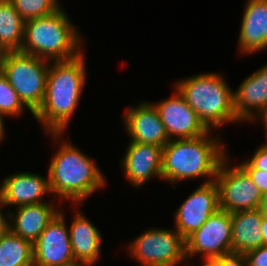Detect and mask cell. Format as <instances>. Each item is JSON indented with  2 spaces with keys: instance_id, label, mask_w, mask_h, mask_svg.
I'll return each instance as SVG.
<instances>
[{
  "instance_id": "obj_1",
  "label": "cell",
  "mask_w": 267,
  "mask_h": 266,
  "mask_svg": "<svg viewBox=\"0 0 267 266\" xmlns=\"http://www.w3.org/2000/svg\"><path fill=\"white\" fill-rule=\"evenodd\" d=\"M84 59L81 53L74 59L49 64L43 103L33 116L55 142H59L79 104L86 78Z\"/></svg>"
},
{
  "instance_id": "obj_2",
  "label": "cell",
  "mask_w": 267,
  "mask_h": 266,
  "mask_svg": "<svg viewBox=\"0 0 267 266\" xmlns=\"http://www.w3.org/2000/svg\"><path fill=\"white\" fill-rule=\"evenodd\" d=\"M210 132L195 138L171 139L162 149V179L177 184L208 176L204 184L215 181L219 164L227 153L221 138H212Z\"/></svg>"
},
{
  "instance_id": "obj_6",
  "label": "cell",
  "mask_w": 267,
  "mask_h": 266,
  "mask_svg": "<svg viewBox=\"0 0 267 266\" xmlns=\"http://www.w3.org/2000/svg\"><path fill=\"white\" fill-rule=\"evenodd\" d=\"M50 61L20 51L6 52L1 71L34 115L43 103Z\"/></svg>"
},
{
  "instance_id": "obj_31",
  "label": "cell",
  "mask_w": 267,
  "mask_h": 266,
  "mask_svg": "<svg viewBox=\"0 0 267 266\" xmlns=\"http://www.w3.org/2000/svg\"><path fill=\"white\" fill-rule=\"evenodd\" d=\"M256 119L261 120V122L264 125V130L266 131L265 133L267 135V106L259 114H257L254 121H257ZM266 139H267V136H266ZM265 144H267V141L265 142Z\"/></svg>"
},
{
  "instance_id": "obj_8",
  "label": "cell",
  "mask_w": 267,
  "mask_h": 266,
  "mask_svg": "<svg viewBox=\"0 0 267 266\" xmlns=\"http://www.w3.org/2000/svg\"><path fill=\"white\" fill-rule=\"evenodd\" d=\"M228 158L221 161L215 177L220 210L233 213L267 207V199L247 173L238 164L227 166Z\"/></svg>"
},
{
  "instance_id": "obj_32",
  "label": "cell",
  "mask_w": 267,
  "mask_h": 266,
  "mask_svg": "<svg viewBox=\"0 0 267 266\" xmlns=\"http://www.w3.org/2000/svg\"><path fill=\"white\" fill-rule=\"evenodd\" d=\"M204 260L205 263L202 266H218V262L216 259L205 258Z\"/></svg>"
},
{
  "instance_id": "obj_22",
  "label": "cell",
  "mask_w": 267,
  "mask_h": 266,
  "mask_svg": "<svg viewBox=\"0 0 267 266\" xmlns=\"http://www.w3.org/2000/svg\"><path fill=\"white\" fill-rule=\"evenodd\" d=\"M33 243L11 230L0 237V266H32Z\"/></svg>"
},
{
  "instance_id": "obj_29",
  "label": "cell",
  "mask_w": 267,
  "mask_h": 266,
  "mask_svg": "<svg viewBox=\"0 0 267 266\" xmlns=\"http://www.w3.org/2000/svg\"><path fill=\"white\" fill-rule=\"evenodd\" d=\"M5 204L0 200V237L7 233L10 230V213L7 212V216H4L2 210V207H4Z\"/></svg>"
},
{
  "instance_id": "obj_24",
  "label": "cell",
  "mask_w": 267,
  "mask_h": 266,
  "mask_svg": "<svg viewBox=\"0 0 267 266\" xmlns=\"http://www.w3.org/2000/svg\"><path fill=\"white\" fill-rule=\"evenodd\" d=\"M26 107L0 70V118L19 116Z\"/></svg>"
},
{
  "instance_id": "obj_11",
  "label": "cell",
  "mask_w": 267,
  "mask_h": 266,
  "mask_svg": "<svg viewBox=\"0 0 267 266\" xmlns=\"http://www.w3.org/2000/svg\"><path fill=\"white\" fill-rule=\"evenodd\" d=\"M219 189L215 181L202 183L175 213L176 229L186 239L219 210Z\"/></svg>"
},
{
  "instance_id": "obj_30",
  "label": "cell",
  "mask_w": 267,
  "mask_h": 266,
  "mask_svg": "<svg viewBox=\"0 0 267 266\" xmlns=\"http://www.w3.org/2000/svg\"><path fill=\"white\" fill-rule=\"evenodd\" d=\"M262 237H263V245L267 246V207H263V218H262Z\"/></svg>"
},
{
  "instance_id": "obj_16",
  "label": "cell",
  "mask_w": 267,
  "mask_h": 266,
  "mask_svg": "<svg viewBox=\"0 0 267 266\" xmlns=\"http://www.w3.org/2000/svg\"><path fill=\"white\" fill-rule=\"evenodd\" d=\"M233 95L237 118L254 122L257 113L267 106V64L248 76Z\"/></svg>"
},
{
  "instance_id": "obj_10",
  "label": "cell",
  "mask_w": 267,
  "mask_h": 266,
  "mask_svg": "<svg viewBox=\"0 0 267 266\" xmlns=\"http://www.w3.org/2000/svg\"><path fill=\"white\" fill-rule=\"evenodd\" d=\"M74 262L69 229L61 209L33 243V265L64 266Z\"/></svg>"
},
{
  "instance_id": "obj_18",
  "label": "cell",
  "mask_w": 267,
  "mask_h": 266,
  "mask_svg": "<svg viewBox=\"0 0 267 266\" xmlns=\"http://www.w3.org/2000/svg\"><path fill=\"white\" fill-rule=\"evenodd\" d=\"M59 212L47 202L18 206L15 214L10 212V230L34 243Z\"/></svg>"
},
{
  "instance_id": "obj_3",
  "label": "cell",
  "mask_w": 267,
  "mask_h": 266,
  "mask_svg": "<svg viewBox=\"0 0 267 266\" xmlns=\"http://www.w3.org/2000/svg\"><path fill=\"white\" fill-rule=\"evenodd\" d=\"M55 153L48 168L51 194L77 206L106 184L96 163L71 143L62 142Z\"/></svg>"
},
{
  "instance_id": "obj_27",
  "label": "cell",
  "mask_w": 267,
  "mask_h": 266,
  "mask_svg": "<svg viewBox=\"0 0 267 266\" xmlns=\"http://www.w3.org/2000/svg\"><path fill=\"white\" fill-rule=\"evenodd\" d=\"M215 259L218 266H248L245 255L238 252H230Z\"/></svg>"
},
{
  "instance_id": "obj_5",
  "label": "cell",
  "mask_w": 267,
  "mask_h": 266,
  "mask_svg": "<svg viewBox=\"0 0 267 266\" xmlns=\"http://www.w3.org/2000/svg\"><path fill=\"white\" fill-rule=\"evenodd\" d=\"M174 85L209 130L240 122L234 110L233 91L221 75L197 74Z\"/></svg>"
},
{
  "instance_id": "obj_19",
  "label": "cell",
  "mask_w": 267,
  "mask_h": 266,
  "mask_svg": "<svg viewBox=\"0 0 267 266\" xmlns=\"http://www.w3.org/2000/svg\"><path fill=\"white\" fill-rule=\"evenodd\" d=\"M69 228L75 262L92 266L100 257L101 233L81 212H76Z\"/></svg>"
},
{
  "instance_id": "obj_13",
  "label": "cell",
  "mask_w": 267,
  "mask_h": 266,
  "mask_svg": "<svg viewBox=\"0 0 267 266\" xmlns=\"http://www.w3.org/2000/svg\"><path fill=\"white\" fill-rule=\"evenodd\" d=\"M124 117L125 129L131 138L130 142L163 148L170 141L159 113L151 102L143 101L138 106L128 108Z\"/></svg>"
},
{
  "instance_id": "obj_23",
  "label": "cell",
  "mask_w": 267,
  "mask_h": 266,
  "mask_svg": "<svg viewBox=\"0 0 267 266\" xmlns=\"http://www.w3.org/2000/svg\"><path fill=\"white\" fill-rule=\"evenodd\" d=\"M24 21L50 15L62 7L58 0H9Z\"/></svg>"
},
{
  "instance_id": "obj_7",
  "label": "cell",
  "mask_w": 267,
  "mask_h": 266,
  "mask_svg": "<svg viewBox=\"0 0 267 266\" xmlns=\"http://www.w3.org/2000/svg\"><path fill=\"white\" fill-rule=\"evenodd\" d=\"M143 266H177L186 260L185 239L175 230L149 228L128 245Z\"/></svg>"
},
{
  "instance_id": "obj_35",
  "label": "cell",
  "mask_w": 267,
  "mask_h": 266,
  "mask_svg": "<svg viewBox=\"0 0 267 266\" xmlns=\"http://www.w3.org/2000/svg\"><path fill=\"white\" fill-rule=\"evenodd\" d=\"M64 266H87V265L82 264V263H78V262H74V263H71V264H68V265H64Z\"/></svg>"
},
{
  "instance_id": "obj_28",
  "label": "cell",
  "mask_w": 267,
  "mask_h": 266,
  "mask_svg": "<svg viewBox=\"0 0 267 266\" xmlns=\"http://www.w3.org/2000/svg\"><path fill=\"white\" fill-rule=\"evenodd\" d=\"M255 169L267 172V144L261 145L256 152L247 160Z\"/></svg>"
},
{
  "instance_id": "obj_20",
  "label": "cell",
  "mask_w": 267,
  "mask_h": 266,
  "mask_svg": "<svg viewBox=\"0 0 267 266\" xmlns=\"http://www.w3.org/2000/svg\"><path fill=\"white\" fill-rule=\"evenodd\" d=\"M232 225V252L245 254L263 245V208L230 213Z\"/></svg>"
},
{
  "instance_id": "obj_12",
  "label": "cell",
  "mask_w": 267,
  "mask_h": 266,
  "mask_svg": "<svg viewBox=\"0 0 267 266\" xmlns=\"http://www.w3.org/2000/svg\"><path fill=\"white\" fill-rule=\"evenodd\" d=\"M175 96L153 103L169 139H186L203 136L210 130L199 119L184 97L175 89ZM177 136V138H176Z\"/></svg>"
},
{
  "instance_id": "obj_25",
  "label": "cell",
  "mask_w": 267,
  "mask_h": 266,
  "mask_svg": "<svg viewBox=\"0 0 267 266\" xmlns=\"http://www.w3.org/2000/svg\"><path fill=\"white\" fill-rule=\"evenodd\" d=\"M267 199V172L255 169L247 160L239 164Z\"/></svg>"
},
{
  "instance_id": "obj_15",
  "label": "cell",
  "mask_w": 267,
  "mask_h": 266,
  "mask_svg": "<svg viewBox=\"0 0 267 266\" xmlns=\"http://www.w3.org/2000/svg\"><path fill=\"white\" fill-rule=\"evenodd\" d=\"M1 183L0 200L5 206L42 203V197L51 194L48 177L29 172L12 174Z\"/></svg>"
},
{
  "instance_id": "obj_17",
  "label": "cell",
  "mask_w": 267,
  "mask_h": 266,
  "mask_svg": "<svg viewBox=\"0 0 267 266\" xmlns=\"http://www.w3.org/2000/svg\"><path fill=\"white\" fill-rule=\"evenodd\" d=\"M238 46L242 54L267 48V0H248L242 17Z\"/></svg>"
},
{
  "instance_id": "obj_26",
  "label": "cell",
  "mask_w": 267,
  "mask_h": 266,
  "mask_svg": "<svg viewBox=\"0 0 267 266\" xmlns=\"http://www.w3.org/2000/svg\"><path fill=\"white\" fill-rule=\"evenodd\" d=\"M248 266H267V246H260L246 252Z\"/></svg>"
},
{
  "instance_id": "obj_4",
  "label": "cell",
  "mask_w": 267,
  "mask_h": 266,
  "mask_svg": "<svg viewBox=\"0 0 267 266\" xmlns=\"http://www.w3.org/2000/svg\"><path fill=\"white\" fill-rule=\"evenodd\" d=\"M81 38L61 8L50 15L25 21L20 52L51 62L67 61L83 53Z\"/></svg>"
},
{
  "instance_id": "obj_14",
  "label": "cell",
  "mask_w": 267,
  "mask_h": 266,
  "mask_svg": "<svg viewBox=\"0 0 267 266\" xmlns=\"http://www.w3.org/2000/svg\"><path fill=\"white\" fill-rule=\"evenodd\" d=\"M162 147L130 142L121 166L127 180L136 188L145 184L149 178H161Z\"/></svg>"
},
{
  "instance_id": "obj_21",
  "label": "cell",
  "mask_w": 267,
  "mask_h": 266,
  "mask_svg": "<svg viewBox=\"0 0 267 266\" xmlns=\"http://www.w3.org/2000/svg\"><path fill=\"white\" fill-rule=\"evenodd\" d=\"M25 21L9 0H0V46L5 52L22 48Z\"/></svg>"
},
{
  "instance_id": "obj_33",
  "label": "cell",
  "mask_w": 267,
  "mask_h": 266,
  "mask_svg": "<svg viewBox=\"0 0 267 266\" xmlns=\"http://www.w3.org/2000/svg\"><path fill=\"white\" fill-rule=\"evenodd\" d=\"M4 135H5L4 122L3 119L0 118V142L2 141Z\"/></svg>"
},
{
  "instance_id": "obj_34",
  "label": "cell",
  "mask_w": 267,
  "mask_h": 266,
  "mask_svg": "<svg viewBox=\"0 0 267 266\" xmlns=\"http://www.w3.org/2000/svg\"><path fill=\"white\" fill-rule=\"evenodd\" d=\"M5 51L4 49L0 46V70H1V66H2V63H3V59H4V56H5Z\"/></svg>"
},
{
  "instance_id": "obj_9",
  "label": "cell",
  "mask_w": 267,
  "mask_h": 266,
  "mask_svg": "<svg viewBox=\"0 0 267 266\" xmlns=\"http://www.w3.org/2000/svg\"><path fill=\"white\" fill-rule=\"evenodd\" d=\"M186 259L203 254V259H215L232 252L231 215L218 210L207 221L185 239Z\"/></svg>"
}]
</instances>
